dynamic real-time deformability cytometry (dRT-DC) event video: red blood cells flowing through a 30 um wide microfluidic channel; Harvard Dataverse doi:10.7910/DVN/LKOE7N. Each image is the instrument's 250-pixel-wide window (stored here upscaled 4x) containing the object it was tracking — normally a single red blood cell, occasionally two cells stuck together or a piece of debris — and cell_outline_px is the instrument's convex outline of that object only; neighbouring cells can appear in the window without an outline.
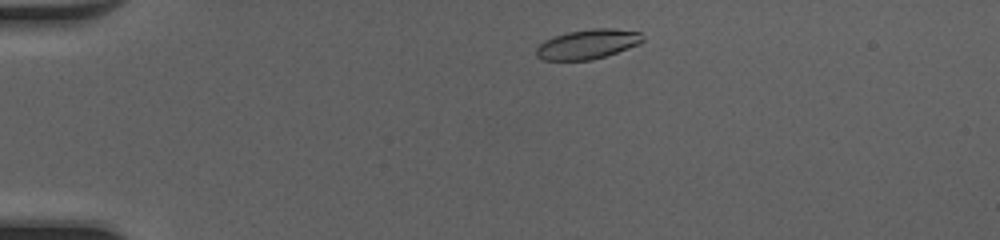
{"species": "common noctule bat (a hibernating species)", "species_latin": "Nyctalus noctula", "temperature_condition": "cold", "stored_images_in_passage": 42, "camera_frame_rate_fps": 3000, "um_per_image_px": 0.085, "animal": {"sex": "female", "body_mass_g": 20.0, "forearm_length_mm": 54.0}, "frame": {"image": 1, "passage_image": 3, "time_ms": 0.667, "image_size_px": [1000, 240], "cell_outline_px": [[644, 40], [640, 44], [592, 60], [540, 60], [536, 56], [536, 48], [544, 40], [568, 32], [592, 28], [612, 28], [640, 32], [644, 36]], "centroid_in_image_um": [49.95, 3.75], "position_along_channel_um": 35.0, "area_um2": 18.38}}
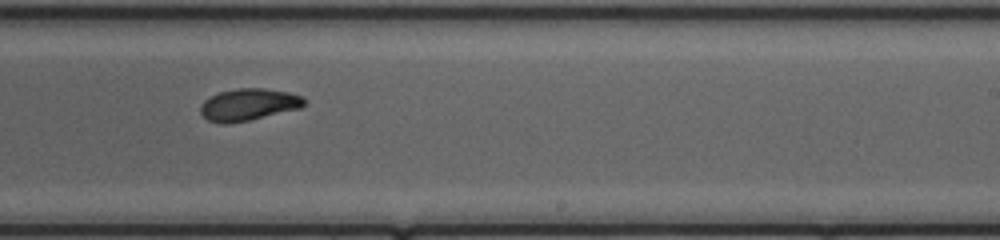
{"frame": {"image": 2, "passage_image": 24, "time_ms": 7.667, "image_size_px": [1000, 240], "cell_outline_px": [[304, 104], [300, 108], [248, 120], [228, 124], [220, 124], [208, 120], [200, 112], [200, 104], [204, 100], [220, 92], [236, 88], [264, 88], [288, 92], [300, 96], [304, 100]], "centroid_in_image_um": [21.08, 8.89], "position_along_channel_um": 267.9, "area_um2": 19.13}}
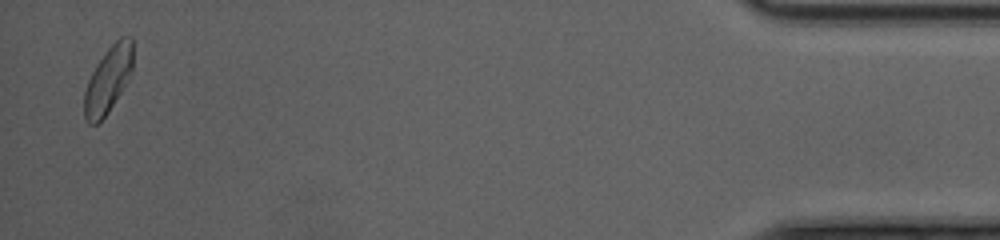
{"frame": {"image": 3, "passage_image": 41, "time_ms": 13.333, "image_size_px": [1000, 240], "cell_outline_px": [[132, 72], [108, 112], [96, 124], [88, 124], [84, 120], [84, 92], [88, 80], [96, 64], [108, 48], [120, 36], [132, 36]], "centroid_in_image_um": [9.17, 6.77], "position_along_channel_um": 426.0, "area_um2": 18.61}, "authors_computed_cell_mechanics": {"area_um2": 19.074, "velocity_mm_per_s": 4.1916, "shape_relaxation_time_tau1_ms": 4.8473, "shape_relaxation_time_tau2_ms": 3.1089, "deformation_change_tau1": 0.1445, "deformation_change_tau2": 0.0777}}